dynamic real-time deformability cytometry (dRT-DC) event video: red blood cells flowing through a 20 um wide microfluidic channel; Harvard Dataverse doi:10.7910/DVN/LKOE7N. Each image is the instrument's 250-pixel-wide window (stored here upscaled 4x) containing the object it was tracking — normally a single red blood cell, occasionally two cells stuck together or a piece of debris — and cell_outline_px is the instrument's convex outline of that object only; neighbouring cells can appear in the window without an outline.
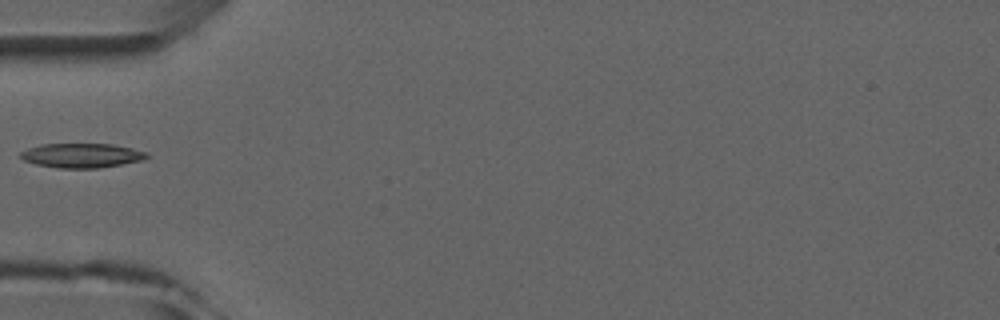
{"species": "common noctule bat (a hibernating species)", "species_latin": "Nyctalus noctula", "temperature_condition": "room temperature", "stored_images_in_passage": 5, "camera_frame_rate_fps": 3000, "um_per_image_px": 0.085, "animal": {"sex": "male", "forearm_length_mm": 52.5}, "frame": {"image": 1, "passage_image": 5, "time_ms": 5.333, "image_size_px": [1000, 320], "cell_outline_px": [[148, 156], [144, 160], [100, 168], [56, 168], [36, 164], [24, 160], [20, 156], [20, 152], [28, 148], [40, 144], [112, 144], [132, 148], [148, 152]], "centroid_in_image_um": [6.96, 13.22], "position_along_channel_um": 78.0, "area_um2": 18.03}}